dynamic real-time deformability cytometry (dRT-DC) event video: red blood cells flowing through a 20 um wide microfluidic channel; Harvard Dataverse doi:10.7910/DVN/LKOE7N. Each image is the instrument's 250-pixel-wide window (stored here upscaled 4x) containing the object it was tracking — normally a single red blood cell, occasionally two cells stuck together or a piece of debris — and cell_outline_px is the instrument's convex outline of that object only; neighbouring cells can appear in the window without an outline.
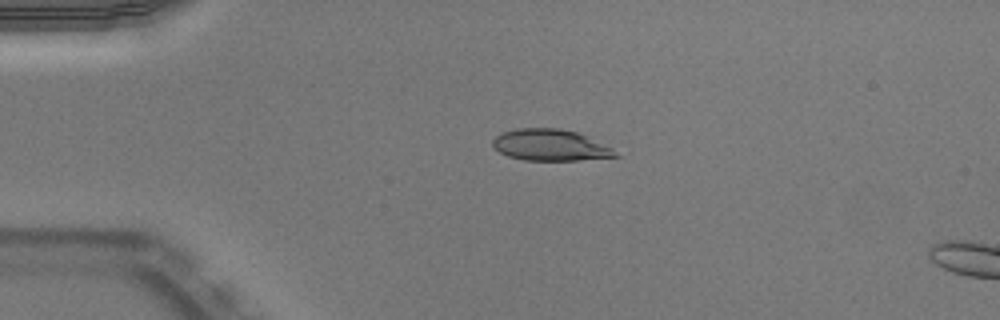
{"species": "Egyptian fruit bat (a non-hibernating species)", "species_latin": "Rousettus aegyptiacus", "temperature_condition": "warm", "stored_images_in_passage": 4, "camera_frame_rate_fps": 3000, "um_per_image_px": 0.085, "animal": {"sex": "male"}, "frame": {"image": 1, "passage_image": 1, "time_ms": 0.0, "image_size_px": [1000, 320], "cell_outline_px": [[620, 156], [580, 160], [524, 160], [508, 156], [492, 148], [492, 140], [496, 136], [504, 132], [516, 128], [560, 128], [576, 132], [612, 148]], "centroid_in_image_um": [46.73, 12.33], "position_along_channel_um": 38.3, "area_um2": 22.31}}